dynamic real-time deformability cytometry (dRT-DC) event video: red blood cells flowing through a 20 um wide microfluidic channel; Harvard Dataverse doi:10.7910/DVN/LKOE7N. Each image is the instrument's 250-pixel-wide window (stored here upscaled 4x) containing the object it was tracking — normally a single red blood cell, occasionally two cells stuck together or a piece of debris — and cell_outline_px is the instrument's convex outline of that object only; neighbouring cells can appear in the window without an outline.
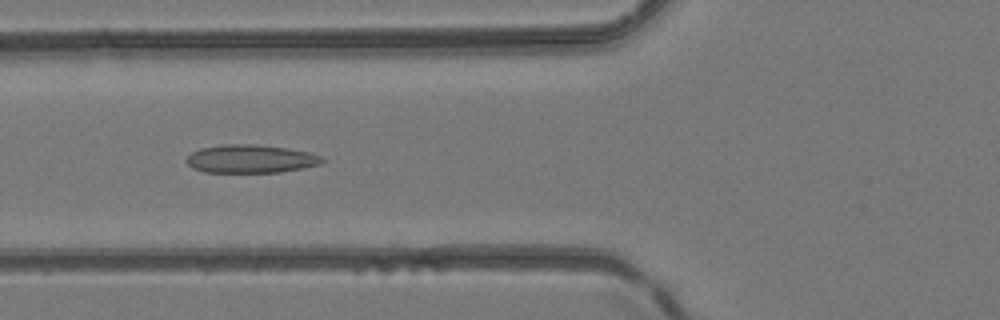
{"species": "common noctule bat (a hibernating species)", "species_latin": "Nyctalus noctula", "temperature_condition": "room temperature", "stored_images_in_passage": 39, "camera_frame_rate_fps": 3000, "um_per_image_px": 0.085, "animal": {"sex": "female", "body_mass_g": 24.6, "forearm_length_mm": 56.2}, "frame": {"image": 1, "passage_image": 17, "time_ms": 5.333, "image_size_px": [1000, 320], "cell_outline_px": [[328, 160], [320, 164], [304, 168], [280, 172], [204, 172], [192, 168], [184, 160], [192, 152], [200, 148], [224, 144], [256, 144], [288, 148], [308, 152], [324, 156]], "centroid_in_image_um": [21.34, 13.5], "position_along_channel_um": 104.5, "area_um2": 22.6}}
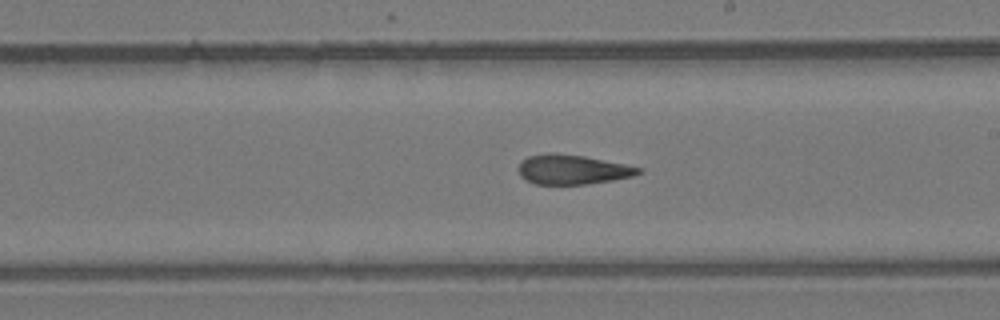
{"frame": {"image": 2, "passage_image": 26, "time_ms": 8.333, "image_size_px": [1000, 320], "cell_outline_px": [[644, 172], [632, 176], [612, 180], [588, 184], [536, 184], [520, 176], [516, 168], [520, 160], [528, 156], [552, 152], [584, 156], [644, 168]], "centroid_in_image_um": [48.63, 14.4], "position_along_channel_um": 240.4, "area_um2": 20.87}}
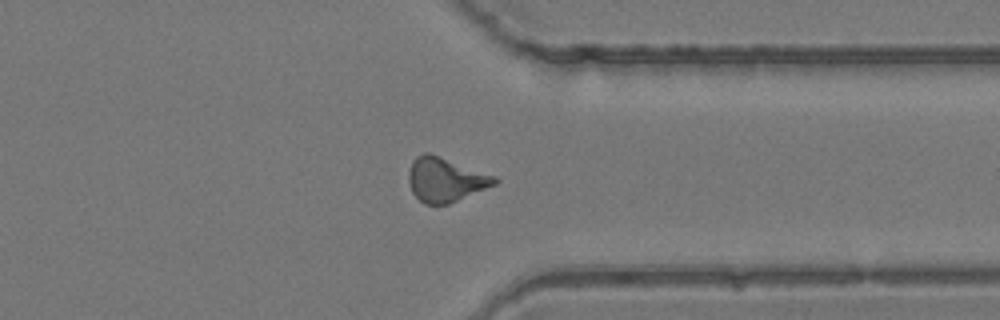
{"frame": {"image": 3, "passage_image": 35, "time_ms": 11.333, "image_size_px": [1000, 320], "cell_outline_px": [[500, 180], [496, 184], [448, 204], [424, 204], [412, 192], [408, 180], [408, 172], [412, 160], [416, 156], [424, 152], [428, 152], [496, 176]], "centroid_in_image_um": [37.85, 15.26], "position_along_channel_um": 373.6, "area_um2": 22.08}}